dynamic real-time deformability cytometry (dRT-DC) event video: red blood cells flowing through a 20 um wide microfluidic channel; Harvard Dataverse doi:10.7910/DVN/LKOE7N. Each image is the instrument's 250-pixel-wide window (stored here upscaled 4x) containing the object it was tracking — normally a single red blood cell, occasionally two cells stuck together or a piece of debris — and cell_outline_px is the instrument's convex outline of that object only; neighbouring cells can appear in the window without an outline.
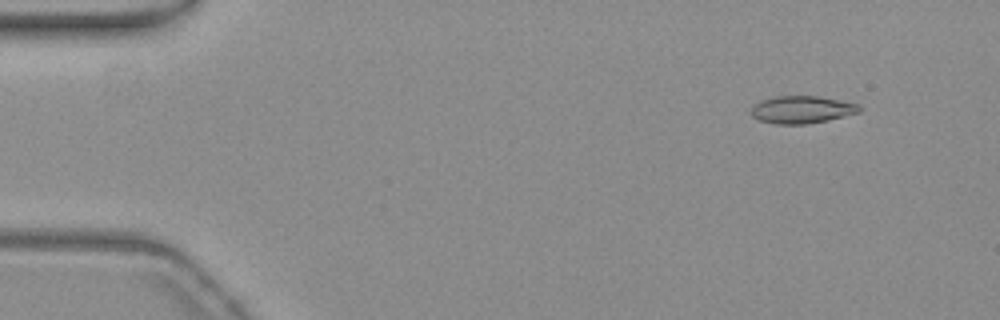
{"species": "common noctule bat (a hibernating species)", "species_latin": "Nyctalus noctula", "temperature_condition": "warm", "stored_images_in_passage": 31, "camera_frame_rate_fps": 3000, "um_per_image_px": 0.085, "animal": {"sex": "female", "body_mass_g": 19.3, "forearm_length_mm": 54.1}, "frame": {"image": 1, "passage_image": 6, "time_ms": 1.667, "image_size_px": [1000, 320], "cell_outline_px": [[860, 112], [828, 120], [808, 124], [776, 124], [760, 120], [752, 116], [752, 108], [760, 100], [776, 96], [816, 96], [856, 104], [860, 108]], "centroid_in_image_um": [68.12, 9.32], "position_along_channel_um": 16.9, "area_um2": 16.99}}
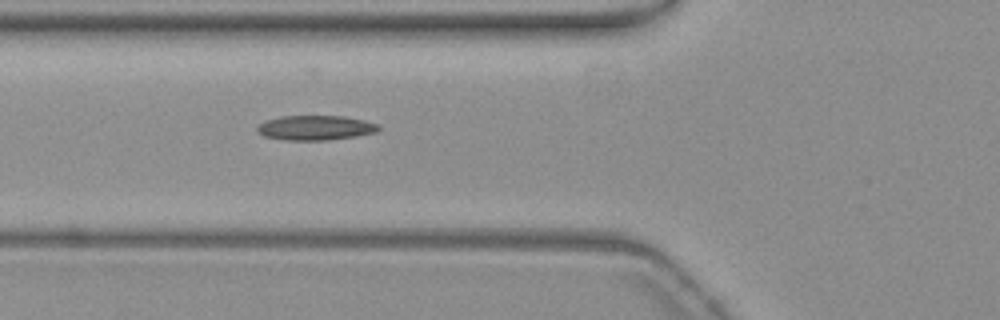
{"frame": {"image": 2, "passage_image": 21, "time_ms": 6.667, "image_size_px": [1000, 320], "cell_outline_px": [[380, 128], [376, 132], [356, 136], [328, 140], [284, 140], [264, 136], [256, 132], [256, 128], [260, 124], [268, 120], [280, 116], [344, 116], [364, 120], [380, 124]], "centroid_in_image_um": [26.82, 10.86], "position_along_channel_um": 99.0, "area_um2": 17.51}}
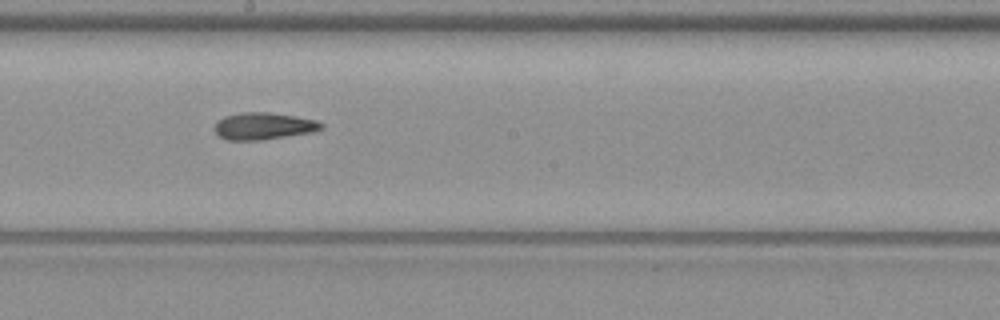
{"frame": {"image": 3, "passage_image": 31, "time_ms": 10.0, "image_size_px": [1000, 320], "cell_outline_px": [[324, 128], [312, 132], [260, 140], [228, 140], [220, 136], [212, 128], [216, 120], [224, 116], [240, 112], [268, 112], [296, 116], [316, 120], [324, 124]], "centroid_in_image_um": [22.37, 10.7], "position_along_channel_um": 225.8, "area_um2": 16.94}}